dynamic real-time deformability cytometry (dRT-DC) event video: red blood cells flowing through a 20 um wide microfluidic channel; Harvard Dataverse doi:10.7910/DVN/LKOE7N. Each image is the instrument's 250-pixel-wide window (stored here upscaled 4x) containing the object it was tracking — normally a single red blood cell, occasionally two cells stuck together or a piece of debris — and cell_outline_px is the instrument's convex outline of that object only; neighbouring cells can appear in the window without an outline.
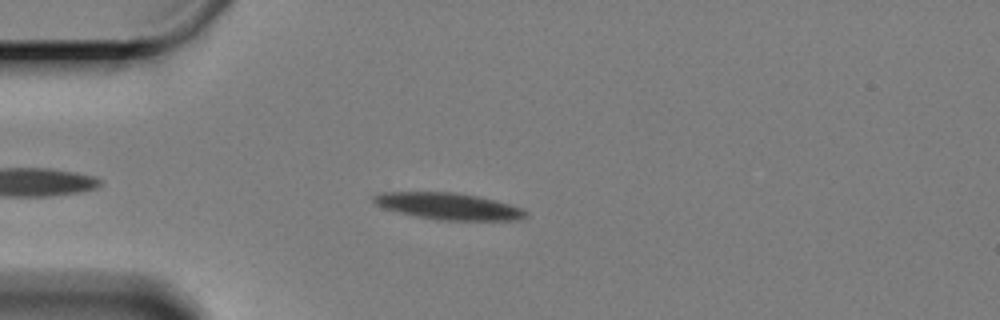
{"species": "Egyptian fruit bat (a non-hibernating species)", "species_latin": "Rousettus aegyptiacus", "temperature_condition": "cold", "stored_images_in_passage": 43, "camera_frame_rate_fps": 3000, "um_per_image_px": 0.085, "animal": {"sex": "female"}, "frame": {"image": 1, "passage_image": 7, "time_ms": 2.0, "image_size_px": [1000, 320], "cell_outline_px": [[528, 216], [516, 220], [440, 220], [416, 216], [384, 208], [376, 204], [372, 200], [372, 196], [380, 192], [452, 192], [476, 196], [508, 204], [520, 208], [528, 212]], "centroid_in_image_um": [38.08, 17.53], "position_along_channel_um": 46.9, "area_um2": 23.29}}
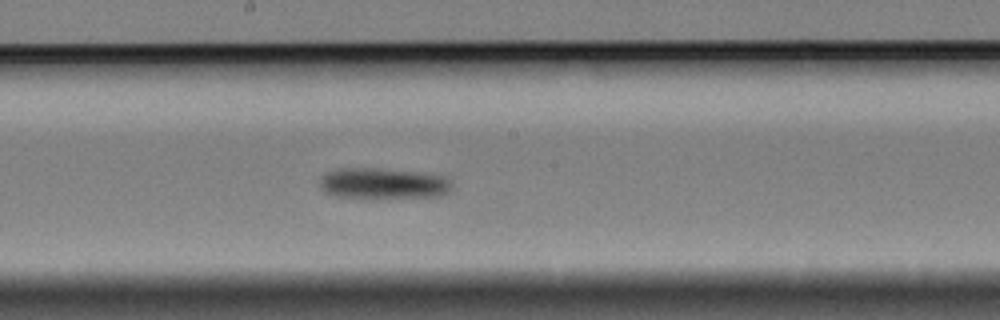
{"frame": {"image": 2, "passage_image": 24, "time_ms": 7.667, "image_size_px": [1000, 320], "cell_outline_px": [[452, 188], [448, 192], [440, 196], [368, 200], [332, 196], [324, 192], [320, 188], [320, 176], [328, 172], [340, 168], [376, 168], [412, 172], [444, 176], [452, 184]], "centroid_in_image_um": [32.5, 15.64], "position_along_channel_um": 215.7, "area_um2": 24.57}}
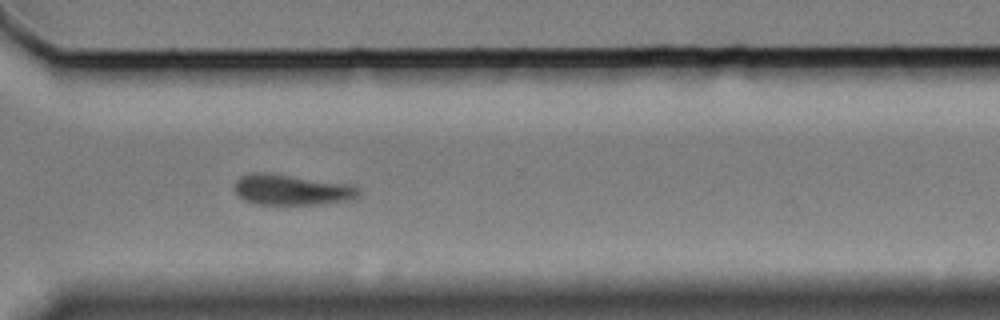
{"frame": {"image": 3, "passage_image": 36, "time_ms": 11.667, "image_size_px": [1000, 320], "cell_outline_px": [[360, 192], [356, 196], [348, 200], [320, 204], [256, 204], [244, 200], [236, 192], [236, 180], [240, 176], [252, 172], [272, 172], [352, 184], [360, 188]], "centroid_in_image_um": [24.8, 16.1], "position_along_channel_um": 345.8, "area_um2": 22.37}, "authors_computed_cell_mechanics": {"area_um2": 23.6402, "velocity_mm_per_s": 3.2638, "shape_relaxation_time_tau1_ms": 2.8472, "shape_relaxation_time_tau2_ms": null, "deformation_change_tau1": 0.1095, "deformation_change_tau2": null}}